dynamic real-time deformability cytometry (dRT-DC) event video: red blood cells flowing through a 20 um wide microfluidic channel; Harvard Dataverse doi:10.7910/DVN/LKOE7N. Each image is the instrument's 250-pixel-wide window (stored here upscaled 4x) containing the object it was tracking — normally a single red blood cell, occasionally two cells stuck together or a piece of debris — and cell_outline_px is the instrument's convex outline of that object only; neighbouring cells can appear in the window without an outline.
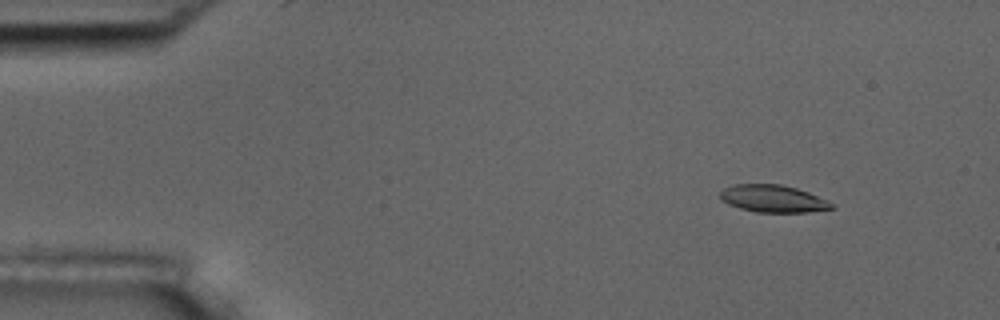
{"species": "common noctule bat (a hibernating species)", "species_latin": "Nyctalus noctula", "temperature_condition": "room temperature", "stored_images_in_passage": 17, "camera_frame_rate_fps": 3000, "um_per_image_px": 0.085, "animal": {"sex": "male", "body_mass_g": 17.5, "forearm_length_mm": 52.3}, "frame": {"image": 1, "passage_image": 7, "time_ms": 2.0, "image_size_px": [1000, 320], "cell_outline_px": [[836, 208], [808, 212], [756, 212], [740, 208], [728, 204], [720, 200], [720, 192], [724, 188], [736, 184], [780, 184], [796, 188], [808, 192], [828, 200], [836, 204]], "centroid_in_image_um": [65.74, 16.89], "position_along_channel_um": 19.3, "area_um2": 17.86}}
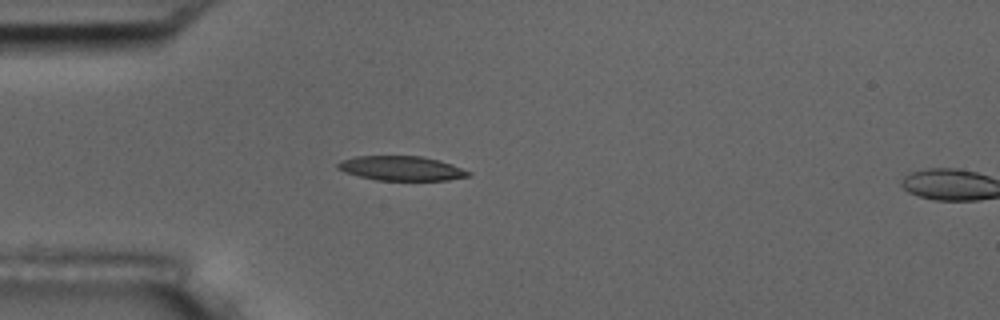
{"frame": {"image": 2, "passage_image": 16, "time_ms": 5.0, "image_size_px": [1000, 320], "cell_outline_px": [[472, 176], [448, 180], [376, 180], [344, 172], [336, 168], [336, 164], [340, 160], [356, 156], [420, 156], [452, 164], [472, 172]], "centroid_in_image_um": [34.11, 14.31], "position_along_channel_um": 50.9, "area_um2": 18.67}}